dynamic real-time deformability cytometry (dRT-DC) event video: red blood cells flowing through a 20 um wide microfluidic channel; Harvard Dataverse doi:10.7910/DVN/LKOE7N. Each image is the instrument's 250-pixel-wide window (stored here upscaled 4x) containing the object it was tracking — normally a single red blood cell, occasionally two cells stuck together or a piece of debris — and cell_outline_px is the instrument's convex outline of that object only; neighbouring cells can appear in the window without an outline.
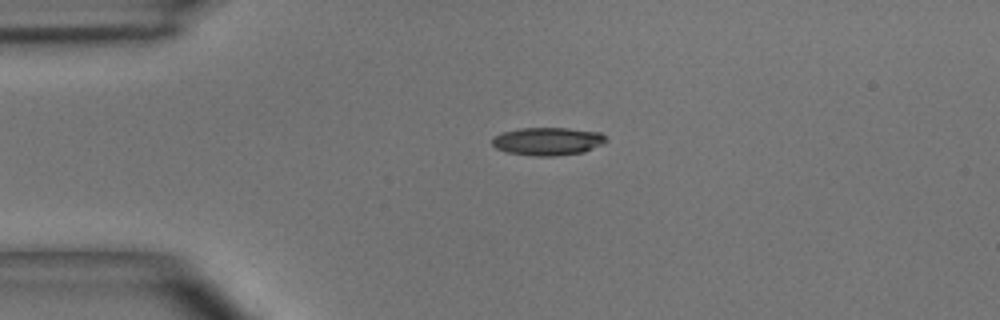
{"species": "common noctule bat (a hibernating species)", "species_latin": "Nyctalus noctula", "temperature_condition": "room temperature", "stored_images_in_passage": 5, "camera_frame_rate_fps": 3000, "um_per_image_px": 0.085, "animal": {"sex": "male", "body_mass_g": 15.6}, "frame": {"image": 1, "passage_image": 1, "time_ms": 0.0, "image_size_px": [1000, 320], "cell_outline_px": [[608, 140], [604, 144], [584, 152], [556, 156], [536, 156], [508, 152], [496, 148], [492, 144], [492, 136], [516, 128], [568, 128], [600, 132], [608, 136]], "centroid_in_image_um": [46.6, 12.0], "position_along_channel_um": 38.4, "area_um2": 18.79}}
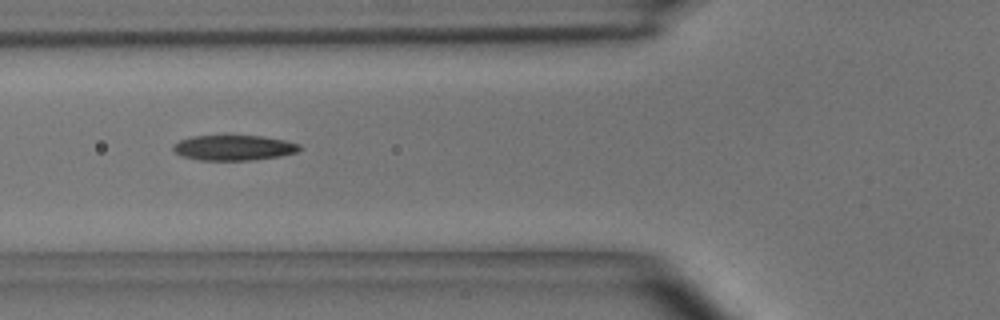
{"frame": {"image": 2, "passage_image": 3, "time_ms": 0.667, "image_size_px": [1000, 320], "cell_outline_px": [[304, 148], [296, 152], [280, 156], [252, 160], [200, 160], [180, 156], [172, 148], [172, 144], [180, 140], [192, 136], [228, 132], [232, 132], [264, 136], [284, 140], [300, 144]], "centroid_in_image_um": [19.85, 12.5], "position_along_channel_um": 105.9, "area_um2": 19.77}}